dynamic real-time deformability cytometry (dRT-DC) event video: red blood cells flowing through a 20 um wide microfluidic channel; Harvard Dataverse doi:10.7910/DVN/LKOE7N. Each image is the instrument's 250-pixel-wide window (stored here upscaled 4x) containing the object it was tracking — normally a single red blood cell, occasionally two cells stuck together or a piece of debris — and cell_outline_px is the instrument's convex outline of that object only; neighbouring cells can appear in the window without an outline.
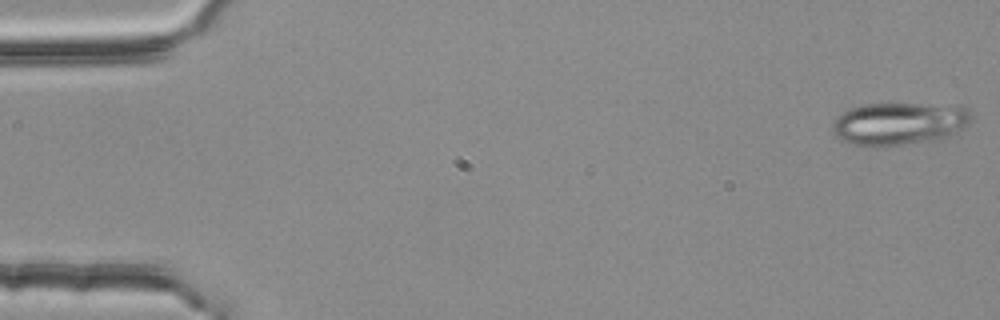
{"species": "common noctule bat (a hibernating species)", "species_latin": "Nyctalus noctula", "temperature_condition": "room temperature", "stored_images_in_passage": 55, "camera_frame_rate_fps": 3000, "um_per_image_px": 0.085, "animal": {"sex": "female", "body_mass_g": 25.1}, "frame": {"image": 1, "passage_image": 1, "time_ms": 0.0, "image_size_px": [1000, 320], "cell_outline_px": [[972, 116], [968, 124], [964, 128], [952, 136], [936, 140], [872, 148], [840, 140], [832, 132], [832, 120], [836, 116], [852, 108], [864, 104], [920, 104], [968, 108]], "centroid_in_image_um": [76.39, 10.53], "position_along_channel_um": 8.6, "area_um2": 34.62}}
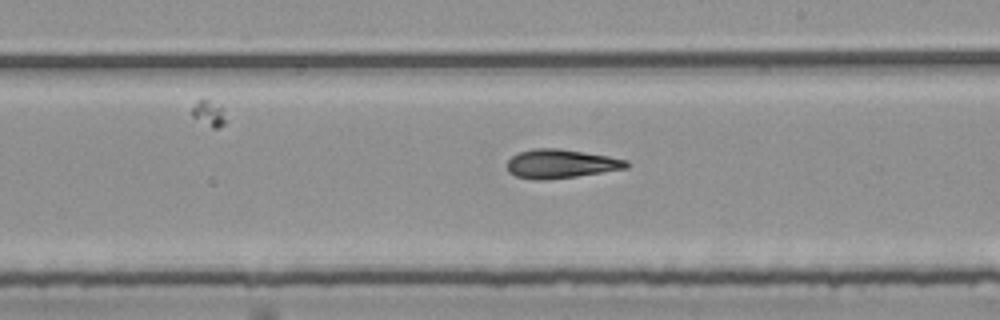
{"frame": {"image": 2, "passage_image": 31, "time_ms": 10.0, "image_size_px": [1000, 320], "cell_outline_px": [[628, 168], [576, 176], [544, 180], [532, 180], [516, 176], [508, 172], [508, 160], [512, 156], [520, 152], [532, 148], [560, 148], [608, 156], [628, 160]], "centroid_in_image_um": [47.65, 13.92], "position_along_channel_um": 241.3, "area_um2": 20.06}}
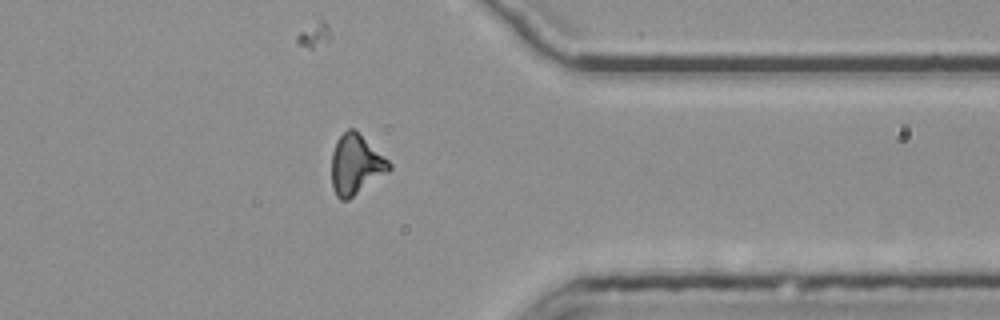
{"frame": {"image": 3, "passage_image": 43, "time_ms": 14.0, "image_size_px": [1000, 320], "cell_outline_px": [[392, 168], [388, 172], [348, 200], [340, 200], [336, 196], [332, 184], [332, 152], [336, 140], [348, 128], [352, 128], [388, 160], [392, 164]], "centroid_in_image_um": [30.23, 14.02], "position_along_channel_um": 381.2, "area_um2": 19.77}, "authors_computed_cell_mechanics": {"area_um2": 19.941, "velocity_mm_per_s": 3.7757, "shape_relaxation_time_tau1_ms": null, "shape_relaxation_time_tau2_ms": 2.1703, "deformation_change_tau1": null, "deformation_change_tau2": 0.0976}}